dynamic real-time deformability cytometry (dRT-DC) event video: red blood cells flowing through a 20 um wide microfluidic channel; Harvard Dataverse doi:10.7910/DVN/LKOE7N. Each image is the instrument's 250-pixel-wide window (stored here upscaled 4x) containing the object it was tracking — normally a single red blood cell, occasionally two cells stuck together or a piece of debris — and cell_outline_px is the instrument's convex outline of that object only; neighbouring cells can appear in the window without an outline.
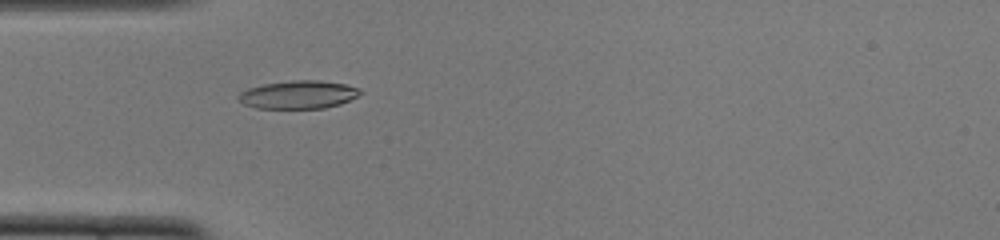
{"species": "common noctule bat (a hibernating species)", "species_latin": "Nyctalus noctula", "temperature_condition": "cold", "stored_images_in_passage": 48, "camera_frame_rate_fps": 3000, "um_per_image_px": 0.085, "animal": {"sex": "female", "body_mass_g": 22.0, "forearm_length_mm": 56.7}, "frame": {"image": 1, "passage_image": 12, "time_ms": 3.667, "image_size_px": [1000, 240], "cell_outline_px": [[364, 92], [340, 104], [324, 108], [256, 108], [244, 104], [236, 100], [236, 96], [240, 92], [248, 88], [264, 84], [292, 80], [316, 80], [344, 84], [360, 88]], "centroid_in_image_um": [25.32, 8.04], "position_along_channel_um": 59.7, "area_um2": 19.94}}
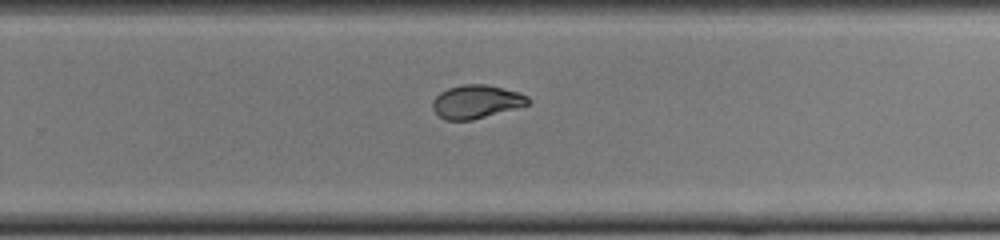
{"frame": {"image": 2, "passage_image": 30, "time_ms": 9.667, "image_size_px": [1000, 240], "cell_outline_px": [[528, 104], [472, 120], [444, 120], [432, 108], [432, 100], [440, 92], [448, 88], [464, 84], [488, 84], [516, 92], [528, 96]], "centroid_in_image_um": [40.42, 8.64], "position_along_channel_um": 289.4, "area_um2": 18.26}}
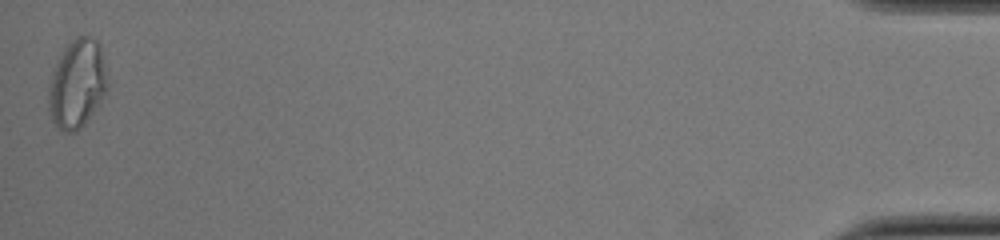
{"frame": {"image": 3, "passage_image": 48, "time_ms": 15.667, "image_size_px": [1000, 240], "cell_outline_px": [[108, 88], [104, 96], [84, 124], [76, 132], [64, 132], [52, 120], [48, 112], [48, 84], [52, 72], [64, 48], [76, 36], [88, 36], [96, 40], [100, 44], [108, 76]], "centroid_in_image_um": [6.56, 7.12], "position_along_channel_um": 428.6, "area_um2": 30.58}, "authors_computed_cell_mechanics": {"area_um2": 19.363, "velocity_mm_per_s": 3.8664, "shape_relaxation_time_tau1_ms": 6.1587, "shape_relaxation_time_tau2_ms": 1.5059, "deformation_change_tau1": 0.2334, "deformation_change_tau2": 0.0598}}